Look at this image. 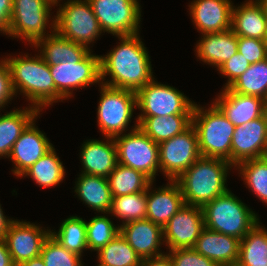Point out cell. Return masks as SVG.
Masks as SVG:
<instances>
[{
	"mask_svg": "<svg viewBox=\"0 0 267 266\" xmlns=\"http://www.w3.org/2000/svg\"><path fill=\"white\" fill-rule=\"evenodd\" d=\"M139 34L117 36L119 45L100 55L101 84L137 92L154 79L151 59Z\"/></svg>",
	"mask_w": 267,
	"mask_h": 266,
	"instance_id": "6da1fadb",
	"label": "cell"
},
{
	"mask_svg": "<svg viewBox=\"0 0 267 266\" xmlns=\"http://www.w3.org/2000/svg\"><path fill=\"white\" fill-rule=\"evenodd\" d=\"M37 53L29 57V54L19 56H6L12 79L14 92L23 94L32 107L40 112L45 107L57 102V89L55 87L49 65L42 56Z\"/></svg>",
	"mask_w": 267,
	"mask_h": 266,
	"instance_id": "7a4b0ae2",
	"label": "cell"
},
{
	"mask_svg": "<svg viewBox=\"0 0 267 266\" xmlns=\"http://www.w3.org/2000/svg\"><path fill=\"white\" fill-rule=\"evenodd\" d=\"M234 166L228 161L200 156L177 180L185 204L203 207L227 188V175Z\"/></svg>",
	"mask_w": 267,
	"mask_h": 266,
	"instance_id": "3957f363",
	"label": "cell"
},
{
	"mask_svg": "<svg viewBox=\"0 0 267 266\" xmlns=\"http://www.w3.org/2000/svg\"><path fill=\"white\" fill-rule=\"evenodd\" d=\"M205 228L242 240L259 222V216L231 190L202 207Z\"/></svg>",
	"mask_w": 267,
	"mask_h": 266,
	"instance_id": "277c9868",
	"label": "cell"
},
{
	"mask_svg": "<svg viewBox=\"0 0 267 266\" xmlns=\"http://www.w3.org/2000/svg\"><path fill=\"white\" fill-rule=\"evenodd\" d=\"M192 125L203 157L219 158L231 164V141L235 126L212 102L208 109L194 103Z\"/></svg>",
	"mask_w": 267,
	"mask_h": 266,
	"instance_id": "5b68a950",
	"label": "cell"
},
{
	"mask_svg": "<svg viewBox=\"0 0 267 266\" xmlns=\"http://www.w3.org/2000/svg\"><path fill=\"white\" fill-rule=\"evenodd\" d=\"M53 6L49 0H13L8 37L26 40L31 46L47 37L50 31L46 28L55 31V17L50 12Z\"/></svg>",
	"mask_w": 267,
	"mask_h": 266,
	"instance_id": "8992f818",
	"label": "cell"
},
{
	"mask_svg": "<svg viewBox=\"0 0 267 266\" xmlns=\"http://www.w3.org/2000/svg\"><path fill=\"white\" fill-rule=\"evenodd\" d=\"M100 87V99L97 108V125L103 136L115 138L129 131V123L137 107L136 92L126 89ZM128 129V130H127Z\"/></svg>",
	"mask_w": 267,
	"mask_h": 266,
	"instance_id": "52a82bcc",
	"label": "cell"
},
{
	"mask_svg": "<svg viewBox=\"0 0 267 266\" xmlns=\"http://www.w3.org/2000/svg\"><path fill=\"white\" fill-rule=\"evenodd\" d=\"M55 31L72 42L86 46L95 43L102 33L98 19L88 0H67L58 6Z\"/></svg>",
	"mask_w": 267,
	"mask_h": 266,
	"instance_id": "ba28073f",
	"label": "cell"
},
{
	"mask_svg": "<svg viewBox=\"0 0 267 266\" xmlns=\"http://www.w3.org/2000/svg\"><path fill=\"white\" fill-rule=\"evenodd\" d=\"M136 124L127 134L114 138L117 149V161L132 169L143 172L153 182L160 170L159 145L146 135Z\"/></svg>",
	"mask_w": 267,
	"mask_h": 266,
	"instance_id": "9c48e42d",
	"label": "cell"
},
{
	"mask_svg": "<svg viewBox=\"0 0 267 266\" xmlns=\"http://www.w3.org/2000/svg\"><path fill=\"white\" fill-rule=\"evenodd\" d=\"M55 87L57 102L69 99L73 90L101 84L100 55L90 50L82 59H68L49 66Z\"/></svg>",
	"mask_w": 267,
	"mask_h": 266,
	"instance_id": "30bf717a",
	"label": "cell"
},
{
	"mask_svg": "<svg viewBox=\"0 0 267 266\" xmlns=\"http://www.w3.org/2000/svg\"><path fill=\"white\" fill-rule=\"evenodd\" d=\"M148 82L136 92L137 117L192 115L194 101L173 86L155 81Z\"/></svg>",
	"mask_w": 267,
	"mask_h": 266,
	"instance_id": "8fae6325",
	"label": "cell"
},
{
	"mask_svg": "<svg viewBox=\"0 0 267 266\" xmlns=\"http://www.w3.org/2000/svg\"><path fill=\"white\" fill-rule=\"evenodd\" d=\"M103 33L129 36L139 33L141 5L138 0H88Z\"/></svg>",
	"mask_w": 267,
	"mask_h": 266,
	"instance_id": "7c38bea8",
	"label": "cell"
},
{
	"mask_svg": "<svg viewBox=\"0 0 267 266\" xmlns=\"http://www.w3.org/2000/svg\"><path fill=\"white\" fill-rule=\"evenodd\" d=\"M158 145L159 172L170 181H176L201 156L198 136L192 124L182 133Z\"/></svg>",
	"mask_w": 267,
	"mask_h": 266,
	"instance_id": "4fadbf2b",
	"label": "cell"
},
{
	"mask_svg": "<svg viewBox=\"0 0 267 266\" xmlns=\"http://www.w3.org/2000/svg\"><path fill=\"white\" fill-rule=\"evenodd\" d=\"M205 228L202 207L185 204L162 228L169 251L193 248Z\"/></svg>",
	"mask_w": 267,
	"mask_h": 266,
	"instance_id": "5bb4252c",
	"label": "cell"
},
{
	"mask_svg": "<svg viewBox=\"0 0 267 266\" xmlns=\"http://www.w3.org/2000/svg\"><path fill=\"white\" fill-rule=\"evenodd\" d=\"M51 229L28 221L14 220L6 233L5 242L15 266L40 256Z\"/></svg>",
	"mask_w": 267,
	"mask_h": 266,
	"instance_id": "9a60e30c",
	"label": "cell"
},
{
	"mask_svg": "<svg viewBox=\"0 0 267 266\" xmlns=\"http://www.w3.org/2000/svg\"><path fill=\"white\" fill-rule=\"evenodd\" d=\"M267 156L266 113L243 125L235 126L231 141V164Z\"/></svg>",
	"mask_w": 267,
	"mask_h": 266,
	"instance_id": "2e32d148",
	"label": "cell"
},
{
	"mask_svg": "<svg viewBox=\"0 0 267 266\" xmlns=\"http://www.w3.org/2000/svg\"><path fill=\"white\" fill-rule=\"evenodd\" d=\"M37 119L38 117L22 132L13 144L8 156L14 163V168L11 171L18 177H21L24 172L54 147L46 137L45 132L43 133L36 126Z\"/></svg>",
	"mask_w": 267,
	"mask_h": 266,
	"instance_id": "e0dca14e",
	"label": "cell"
},
{
	"mask_svg": "<svg viewBox=\"0 0 267 266\" xmlns=\"http://www.w3.org/2000/svg\"><path fill=\"white\" fill-rule=\"evenodd\" d=\"M231 0H193L189 5L192 22L202 35L231 29Z\"/></svg>",
	"mask_w": 267,
	"mask_h": 266,
	"instance_id": "ac0fdd59",
	"label": "cell"
},
{
	"mask_svg": "<svg viewBox=\"0 0 267 266\" xmlns=\"http://www.w3.org/2000/svg\"><path fill=\"white\" fill-rule=\"evenodd\" d=\"M222 89L213 103L234 126L243 125L265 114L267 102L264 99L233 92L229 87Z\"/></svg>",
	"mask_w": 267,
	"mask_h": 266,
	"instance_id": "d6986e66",
	"label": "cell"
},
{
	"mask_svg": "<svg viewBox=\"0 0 267 266\" xmlns=\"http://www.w3.org/2000/svg\"><path fill=\"white\" fill-rule=\"evenodd\" d=\"M120 234L141 257H156L162 253L163 230L149 219H140L120 225Z\"/></svg>",
	"mask_w": 267,
	"mask_h": 266,
	"instance_id": "ffe728a7",
	"label": "cell"
},
{
	"mask_svg": "<svg viewBox=\"0 0 267 266\" xmlns=\"http://www.w3.org/2000/svg\"><path fill=\"white\" fill-rule=\"evenodd\" d=\"M152 182L147 188V212L149 219L162 228L185 205L182 191L176 181H170L165 186L153 190ZM151 190V191H150Z\"/></svg>",
	"mask_w": 267,
	"mask_h": 266,
	"instance_id": "44dd1931",
	"label": "cell"
},
{
	"mask_svg": "<svg viewBox=\"0 0 267 266\" xmlns=\"http://www.w3.org/2000/svg\"><path fill=\"white\" fill-rule=\"evenodd\" d=\"M104 140L89 139L82 144L80 173L108 177L115 169L118 161L114 138L104 137Z\"/></svg>",
	"mask_w": 267,
	"mask_h": 266,
	"instance_id": "7402d4cb",
	"label": "cell"
},
{
	"mask_svg": "<svg viewBox=\"0 0 267 266\" xmlns=\"http://www.w3.org/2000/svg\"><path fill=\"white\" fill-rule=\"evenodd\" d=\"M239 246V239L204 228L193 248L217 266H235L239 258Z\"/></svg>",
	"mask_w": 267,
	"mask_h": 266,
	"instance_id": "603a6c76",
	"label": "cell"
},
{
	"mask_svg": "<svg viewBox=\"0 0 267 266\" xmlns=\"http://www.w3.org/2000/svg\"><path fill=\"white\" fill-rule=\"evenodd\" d=\"M197 58L218 69L238 52V36L232 29L204 34L195 46Z\"/></svg>",
	"mask_w": 267,
	"mask_h": 266,
	"instance_id": "cb8c5ba5",
	"label": "cell"
},
{
	"mask_svg": "<svg viewBox=\"0 0 267 266\" xmlns=\"http://www.w3.org/2000/svg\"><path fill=\"white\" fill-rule=\"evenodd\" d=\"M231 29L237 36L267 40V16L257 0L232 7Z\"/></svg>",
	"mask_w": 267,
	"mask_h": 266,
	"instance_id": "d4e9b609",
	"label": "cell"
},
{
	"mask_svg": "<svg viewBox=\"0 0 267 266\" xmlns=\"http://www.w3.org/2000/svg\"><path fill=\"white\" fill-rule=\"evenodd\" d=\"M74 186L78 198L98 213H109L113 199L108 178L80 173Z\"/></svg>",
	"mask_w": 267,
	"mask_h": 266,
	"instance_id": "484cf974",
	"label": "cell"
},
{
	"mask_svg": "<svg viewBox=\"0 0 267 266\" xmlns=\"http://www.w3.org/2000/svg\"><path fill=\"white\" fill-rule=\"evenodd\" d=\"M28 107L15 108L5 112L4 115L0 114V158H8L13 144L22 132L34 119L39 117L40 111L37 108L31 105Z\"/></svg>",
	"mask_w": 267,
	"mask_h": 266,
	"instance_id": "4316f807",
	"label": "cell"
},
{
	"mask_svg": "<svg viewBox=\"0 0 267 266\" xmlns=\"http://www.w3.org/2000/svg\"><path fill=\"white\" fill-rule=\"evenodd\" d=\"M32 47H36L44 61L49 65H57L68 59H82L90 50L81 44L62 37L56 31L39 39Z\"/></svg>",
	"mask_w": 267,
	"mask_h": 266,
	"instance_id": "83f0119b",
	"label": "cell"
},
{
	"mask_svg": "<svg viewBox=\"0 0 267 266\" xmlns=\"http://www.w3.org/2000/svg\"><path fill=\"white\" fill-rule=\"evenodd\" d=\"M139 128L154 142L168 140L192 124V115L137 117Z\"/></svg>",
	"mask_w": 267,
	"mask_h": 266,
	"instance_id": "f1b7e54d",
	"label": "cell"
},
{
	"mask_svg": "<svg viewBox=\"0 0 267 266\" xmlns=\"http://www.w3.org/2000/svg\"><path fill=\"white\" fill-rule=\"evenodd\" d=\"M260 221L240 240L236 266H267V229Z\"/></svg>",
	"mask_w": 267,
	"mask_h": 266,
	"instance_id": "f546056e",
	"label": "cell"
},
{
	"mask_svg": "<svg viewBox=\"0 0 267 266\" xmlns=\"http://www.w3.org/2000/svg\"><path fill=\"white\" fill-rule=\"evenodd\" d=\"M65 167L53 147L34 163L21 177H30L43 188L57 186L65 178Z\"/></svg>",
	"mask_w": 267,
	"mask_h": 266,
	"instance_id": "4dcf8cb0",
	"label": "cell"
},
{
	"mask_svg": "<svg viewBox=\"0 0 267 266\" xmlns=\"http://www.w3.org/2000/svg\"><path fill=\"white\" fill-rule=\"evenodd\" d=\"M107 178L113 197L143 192L153 182L143 172L119 163Z\"/></svg>",
	"mask_w": 267,
	"mask_h": 266,
	"instance_id": "1f68e13d",
	"label": "cell"
},
{
	"mask_svg": "<svg viewBox=\"0 0 267 266\" xmlns=\"http://www.w3.org/2000/svg\"><path fill=\"white\" fill-rule=\"evenodd\" d=\"M60 224L58 232L51 230L50 235L67 250L83 256V251L88 249L86 220L70 216Z\"/></svg>",
	"mask_w": 267,
	"mask_h": 266,
	"instance_id": "d6a6232c",
	"label": "cell"
},
{
	"mask_svg": "<svg viewBox=\"0 0 267 266\" xmlns=\"http://www.w3.org/2000/svg\"><path fill=\"white\" fill-rule=\"evenodd\" d=\"M229 88L233 92L256 96L267 102V58L250 64L248 69Z\"/></svg>",
	"mask_w": 267,
	"mask_h": 266,
	"instance_id": "836d02e7",
	"label": "cell"
},
{
	"mask_svg": "<svg viewBox=\"0 0 267 266\" xmlns=\"http://www.w3.org/2000/svg\"><path fill=\"white\" fill-rule=\"evenodd\" d=\"M101 266H141L142 259L122 237L117 235L106 246L97 251Z\"/></svg>",
	"mask_w": 267,
	"mask_h": 266,
	"instance_id": "e575fe53",
	"label": "cell"
},
{
	"mask_svg": "<svg viewBox=\"0 0 267 266\" xmlns=\"http://www.w3.org/2000/svg\"><path fill=\"white\" fill-rule=\"evenodd\" d=\"M234 168L239 171L247 188L267 205V156L242 161Z\"/></svg>",
	"mask_w": 267,
	"mask_h": 266,
	"instance_id": "d590c367",
	"label": "cell"
},
{
	"mask_svg": "<svg viewBox=\"0 0 267 266\" xmlns=\"http://www.w3.org/2000/svg\"><path fill=\"white\" fill-rule=\"evenodd\" d=\"M147 190L128 195L113 197L109 214L122 220L120 225L127 222L146 219Z\"/></svg>",
	"mask_w": 267,
	"mask_h": 266,
	"instance_id": "8d00e7d4",
	"label": "cell"
},
{
	"mask_svg": "<svg viewBox=\"0 0 267 266\" xmlns=\"http://www.w3.org/2000/svg\"><path fill=\"white\" fill-rule=\"evenodd\" d=\"M104 215H96L86 221L87 245L90 251H99L120 234V226Z\"/></svg>",
	"mask_w": 267,
	"mask_h": 266,
	"instance_id": "74e56055",
	"label": "cell"
},
{
	"mask_svg": "<svg viewBox=\"0 0 267 266\" xmlns=\"http://www.w3.org/2000/svg\"><path fill=\"white\" fill-rule=\"evenodd\" d=\"M40 256L45 266H84L80 255L67 250L51 235L45 240Z\"/></svg>",
	"mask_w": 267,
	"mask_h": 266,
	"instance_id": "f35d334b",
	"label": "cell"
},
{
	"mask_svg": "<svg viewBox=\"0 0 267 266\" xmlns=\"http://www.w3.org/2000/svg\"><path fill=\"white\" fill-rule=\"evenodd\" d=\"M238 52L249 64L263 61L267 58V40L238 36Z\"/></svg>",
	"mask_w": 267,
	"mask_h": 266,
	"instance_id": "ab89813d",
	"label": "cell"
},
{
	"mask_svg": "<svg viewBox=\"0 0 267 266\" xmlns=\"http://www.w3.org/2000/svg\"><path fill=\"white\" fill-rule=\"evenodd\" d=\"M167 253L172 258L174 266H217L194 248L174 249Z\"/></svg>",
	"mask_w": 267,
	"mask_h": 266,
	"instance_id": "60d3db41",
	"label": "cell"
},
{
	"mask_svg": "<svg viewBox=\"0 0 267 266\" xmlns=\"http://www.w3.org/2000/svg\"><path fill=\"white\" fill-rule=\"evenodd\" d=\"M249 66V62L239 52L233 55L228 61L224 62L217 69L222 76L228 78L226 84H224V88H228L233 82H235Z\"/></svg>",
	"mask_w": 267,
	"mask_h": 266,
	"instance_id": "b9f144b4",
	"label": "cell"
},
{
	"mask_svg": "<svg viewBox=\"0 0 267 266\" xmlns=\"http://www.w3.org/2000/svg\"><path fill=\"white\" fill-rule=\"evenodd\" d=\"M16 97L12 86L11 72L5 58L0 60V110L4 108L13 97Z\"/></svg>",
	"mask_w": 267,
	"mask_h": 266,
	"instance_id": "7bdbcfd3",
	"label": "cell"
},
{
	"mask_svg": "<svg viewBox=\"0 0 267 266\" xmlns=\"http://www.w3.org/2000/svg\"><path fill=\"white\" fill-rule=\"evenodd\" d=\"M13 9V0H0V33L8 35L11 13Z\"/></svg>",
	"mask_w": 267,
	"mask_h": 266,
	"instance_id": "ee69618b",
	"label": "cell"
},
{
	"mask_svg": "<svg viewBox=\"0 0 267 266\" xmlns=\"http://www.w3.org/2000/svg\"><path fill=\"white\" fill-rule=\"evenodd\" d=\"M141 266H174V263L170 255L165 252L160 256L142 259Z\"/></svg>",
	"mask_w": 267,
	"mask_h": 266,
	"instance_id": "f6af8a7d",
	"label": "cell"
},
{
	"mask_svg": "<svg viewBox=\"0 0 267 266\" xmlns=\"http://www.w3.org/2000/svg\"><path fill=\"white\" fill-rule=\"evenodd\" d=\"M0 266H15L5 240H0Z\"/></svg>",
	"mask_w": 267,
	"mask_h": 266,
	"instance_id": "bcb514c9",
	"label": "cell"
},
{
	"mask_svg": "<svg viewBox=\"0 0 267 266\" xmlns=\"http://www.w3.org/2000/svg\"><path fill=\"white\" fill-rule=\"evenodd\" d=\"M14 220L15 219H11V218L9 219V217H6L4 215V212L0 204V240H5V236L9 229V226Z\"/></svg>",
	"mask_w": 267,
	"mask_h": 266,
	"instance_id": "7dc6e473",
	"label": "cell"
},
{
	"mask_svg": "<svg viewBox=\"0 0 267 266\" xmlns=\"http://www.w3.org/2000/svg\"><path fill=\"white\" fill-rule=\"evenodd\" d=\"M18 266H45V263L43 259L41 258V256H39V257L30 259L28 261H25Z\"/></svg>",
	"mask_w": 267,
	"mask_h": 266,
	"instance_id": "c3c4849f",
	"label": "cell"
},
{
	"mask_svg": "<svg viewBox=\"0 0 267 266\" xmlns=\"http://www.w3.org/2000/svg\"><path fill=\"white\" fill-rule=\"evenodd\" d=\"M263 7L265 15L267 16V0H257Z\"/></svg>",
	"mask_w": 267,
	"mask_h": 266,
	"instance_id": "681fc988",
	"label": "cell"
},
{
	"mask_svg": "<svg viewBox=\"0 0 267 266\" xmlns=\"http://www.w3.org/2000/svg\"><path fill=\"white\" fill-rule=\"evenodd\" d=\"M49 1H51L53 4H57V3H59L60 1H62V0H49Z\"/></svg>",
	"mask_w": 267,
	"mask_h": 266,
	"instance_id": "f907efd6",
	"label": "cell"
}]
</instances>
